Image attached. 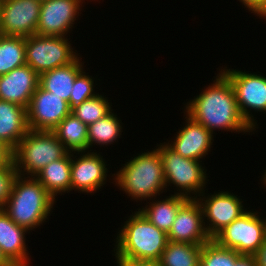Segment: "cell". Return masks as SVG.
Masks as SVG:
<instances>
[{"label": "cell", "instance_id": "32", "mask_svg": "<svg viewBox=\"0 0 266 266\" xmlns=\"http://www.w3.org/2000/svg\"><path fill=\"white\" fill-rule=\"evenodd\" d=\"M251 13L259 16L266 9V0H239Z\"/></svg>", "mask_w": 266, "mask_h": 266}, {"label": "cell", "instance_id": "34", "mask_svg": "<svg viewBox=\"0 0 266 266\" xmlns=\"http://www.w3.org/2000/svg\"><path fill=\"white\" fill-rule=\"evenodd\" d=\"M231 266H258L255 255H241Z\"/></svg>", "mask_w": 266, "mask_h": 266}, {"label": "cell", "instance_id": "4", "mask_svg": "<svg viewBox=\"0 0 266 266\" xmlns=\"http://www.w3.org/2000/svg\"><path fill=\"white\" fill-rule=\"evenodd\" d=\"M117 233L114 256L159 261L168 235L153 225L139 210L132 212Z\"/></svg>", "mask_w": 266, "mask_h": 266}, {"label": "cell", "instance_id": "22", "mask_svg": "<svg viewBox=\"0 0 266 266\" xmlns=\"http://www.w3.org/2000/svg\"><path fill=\"white\" fill-rule=\"evenodd\" d=\"M153 200V201H152ZM188 200V198L171 194L166 198H155L149 200V205L146 204L142 209L139 207V211L156 227L168 233L179 208Z\"/></svg>", "mask_w": 266, "mask_h": 266}, {"label": "cell", "instance_id": "25", "mask_svg": "<svg viewBox=\"0 0 266 266\" xmlns=\"http://www.w3.org/2000/svg\"><path fill=\"white\" fill-rule=\"evenodd\" d=\"M122 122L114 111L88 126V151L94 145L108 146L116 142L123 132ZM90 149V150H89Z\"/></svg>", "mask_w": 266, "mask_h": 266}, {"label": "cell", "instance_id": "6", "mask_svg": "<svg viewBox=\"0 0 266 266\" xmlns=\"http://www.w3.org/2000/svg\"><path fill=\"white\" fill-rule=\"evenodd\" d=\"M156 147L159 149L163 162L166 189L169 190L167 187H172L173 184V187H177L174 189L178 191L174 194L188 199H197L205 191L206 183L209 181V179L207 180V170L205 166H202V161L182 157L166 142L157 144Z\"/></svg>", "mask_w": 266, "mask_h": 266}, {"label": "cell", "instance_id": "38", "mask_svg": "<svg viewBox=\"0 0 266 266\" xmlns=\"http://www.w3.org/2000/svg\"><path fill=\"white\" fill-rule=\"evenodd\" d=\"M259 17L266 19V9L259 15Z\"/></svg>", "mask_w": 266, "mask_h": 266}, {"label": "cell", "instance_id": "1", "mask_svg": "<svg viewBox=\"0 0 266 266\" xmlns=\"http://www.w3.org/2000/svg\"><path fill=\"white\" fill-rule=\"evenodd\" d=\"M185 104L184 112L212 134L217 129L249 135L254 131L242 117L233 86L221 71L213 83Z\"/></svg>", "mask_w": 266, "mask_h": 266}, {"label": "cell", "instance_id": "35", "mask_svg": "<svg viewBox=\"0 0 266 266\" xmlns=\"http://www.w3.org/2000/svg\"><path fill=\"white\" fill-rule=\"evenodd\" d=\"M258 266H266V239L263 245L255 254Z\"/></svg>", "mask_w": 266, "mask_h": 266}, {"label": "cell", "instance_id": "27", "mask_svg": "<svg viewBox=\"0 0 266 266\" xmlns=\"http://www.w3.org/2000/svg\"><path fill=\"white\" fill-rule=\"evenodd\" d=\"M111 106L112 103L110 104L104 95L97 94L95 97L85 100L81 104L73 107L71 113L81 122L89 126L113 111Z\"/></svg>", "mask_w": 266, "mask_h": 266}, {"label": "cell", "instance_id": "8", "mask_svg": "<svg viewBox=\"0 0 266 266\" xmlns=\"http://www.w3.org/2000/svg\"><path fill=\"white\" fill-rule=\"evenodd\" d=\"M246 211L221 230L213 239L221 246L241 255H255L266 239V217Z\"/></svg>", "mask_w": 266, "mask_h": 266}, {"label": "cell", "instance_id": "10", "mask_svg": "<svg viewBox=\"0 0 266 266\" xmlns=\"http://www.w3.org/2000/svg\"><path fill=\"white\" fill-rule=\"evenodd\" d=\"M206 194L204 191L197 200L202 208L205 230L213 239L221 230L246 212L247 208L243 206V200L231 192L220 191L205 196Z\"/></svg>", "mask_w": 266, "mask_h": 266}, {"label": "cell", "instance_id": "18", "mask_svg": "<svg viewBox=\"0 0 266 266\" xmlns=\"http://www.w3.org/2000/svg\"><path fill=\"white\" fill-rule=\"evenodd\" d=\"M26 233L30 232L15 224L8 214L0 209V248L14 266H29L30 264Z\"/></svg>", "mask_w": 266, "mask_h": 266}, {"label": "cell", "instance_id": "23", "mask_svg": "<svg viewBox=\"0 0 266 266\" xmlns=\"http://www.w3.org/2000/svg\"><path fill=\"white\" fill-rule=\"evenodd\" d=\"M52 132L69 152L88 151V126L74 114L66 116Z\"/></svg>", "mask_w": 266, "mask_h": 266}, {"label": "cell", "instance_id": "3", "mask_svg": "<svg viewBox=\"0 0 266 266\" xmlns=\"http://www.w3.org/2000/svg\"><path fill=\"white\" fill-rule=\"evenodd\" d=\"M54 203L56 199L35 177L18 175L3 210L15 224L30 232L51 216Z\"/></svg>", "mask_w": 266, "mask_h": 266}, {"label": "cell", "instance_id": "28", "mask_svg": "<svg viewBox=\"0 0 266 266\" xmlns=\"http://www.w3.org/2000/svg\"><path fill=\"white\" fill-rule=\"evenodd\" d=\"M240 256L234 249L223 247L210 239L202 245L200 266H231Z\"/></svg>", "mask_w": 266, "mask_h": 266}, {"label": "cell", "instance_id": "31", "mask_svg": "<svg viewBox=\"0 0 266 266\" xmlns=\"http://www.w3.org/2000/svg\"><path fill=\"white\" fill-rule=\"evenodd\" d=\"M117 266H161L159 261L155 260H138L124 257H115Z\"/></svg>", "mask_w": 266, "mask_h": 266}, {"label": "cell", "instance_id": "17", "mask_svg": "<svg viewBox=\"0 0 266 266\" xmlns=\"http://www.w3.org/2000/svg\"><path fill=\"white\" fill-rule=\"evenodd\" d=\"M40 75L27 64L0 75V100L27 109L32 95L39 87Z\"/></svg>", "mask_w": 266, "mask_h": 266}, {"label": "cell", "instance_id": "2", "mask_svg": "<svg viewBox=\"0 0 266 266\" xmlns=\"http://www.w3.org/2000/svg\"><path fill=\"white\" fill-rule=\"evenodd\" d=\"M123 165L116 174H112L113 182L127 196H131V200H150L167 190L163 162L157 147L150 152L147 150L137 154Z\"/></svg>", "mask_w": 266, "mask_h": 266}, {"label": "cell", "instance_id": "36", "mask_svg": "<svg viewBox=\"0 0 266 266\" xmlns=\"http://www.w3.org/2000/svg\"><path fill=\"white\" fill-rule=\"evenodd\" d=\"M0 266H14L4 255L2 249L0 248Z\"/></svg>", "mask_w": 266, "mask_h": 266}, {"label": "cell", "instance_id": "15", "mask_svg": "<svg viewBox=\"0 0 266 266\" xmlns=\"http://www.w3.org/2000/svg\"><path fill=\"white\" fill-rule=\"evenodd\" d=\"M167 235L168 240L190 244H204L211 239L205 230L202 208L197 199H188L179 208Z\"/></svg>", "mask_w": 266, "mask_h": 266}, {"label": "cell", "instance_id": "30", "mask_svg": "<svg viewBox=\"0 0 266 266\" xmlns=\"http://www.w3.org/2000/svg\"><path fill=\"white\" fill-rule=\"evenodd\" d=\"M17 176L18 172L14 161L9 166L0 169V209L5 207Z\"/></svg>", "mask_w": 266, "mask_h": 266}, {"label": "cell", "instance_id": "19", "mask_svg": "<svg viewBox=\"0 0 266 266\" xmlns=\"http://www.w3.org/2000/svg\"><path fill=\"white\" fill-rule=\"evenodd\" d=\"M29 130L27 109L0 100V141L14 151Z\"/></svg>", "mask_w": 266, "mask_h": 266}, {"label": "cell", "instance_id": "11", "mask_svg": "<svg viewBox=\"0 0 266 266\" xmlns=\"http://www.w3.org/2000/svg\"><path fill=\"white\" fill-rule=\"evenodd\" d=\"M41 0H3L0 3V34L30 37L36 34Z\"/></svg>", "mask_w": 266, "mask_h": 266}, {"label": "cell", "instance_id": "21", "mask_svg": "<svg viewBox=\"0 0 266 266\" xmlns=\"http://www.w3.org/2000/svg\"><path fill=\"white\" fill-rule=\"evenodd\" d=\"M71 152L45 166L35 178L54 198L70 192L71 185ZM59 193V194H58ZM58 194V195H57Z\"/></svg>", "mask_w": 266, "mask_h": 266}, {"label": "cell", "instance_id": "5", "mask_svg": "<svg viewBox=\"0 0 266 266\" xmlns=\"http://www.w3.org/2000/svg\"><path fill=\"white\" fill-rule=\"evenodd\" d=\"M69 153L52 131L29 130L14 150L18 175L35 177L52 161Z\"/></svg>", "mask_w": 266, "mask_h": 266}, {"label": "cell", "instance_id": "20", "mask_svg": "<svg viewBox=\"0 0 266 266\" xmlns=\"http://www.w3.org/2000/svg\"><path fill=\"white\" fill-rule=\"evenodd\" d=\"M79 56L74 62L40 74L39 85L69 103L76 76L84 69Z\"/></svg>", "mask_w": 266, "mask_h": 266}, {"label": "cell", "instance_id": "26", "mask_svg": "<svg viewBox=\"0 0 266 266\" xmlns=\"http://www.w3.org/2000/svg\"><path fill=\"white\" fill-rule=\"evenodd\" d=\"M25 64V37L0 34V75Z\"/></svg>", "mask_w": 266, "mask_h": 266}, {"label": "cell", "instance_id": "13", "mask_svg": "<svg viewBox=\"0 0 266 266\" xmlns=\"http://www.w3.org/2000/svg\"><path fill=\"white\" fill-rule=\"evenodd\" d=\"M70 113L71 108L67 101L39 85L27 107L29 129L52 131Z\"/></svg>", "mask_w": 266, "mask_h": 266}, {"label": "cell", "instance_id": "9", "mask_svg": "<svg viewBox=\"0 0 266 266\" xmlns=\"http://www.w3.org/2000/svg\"><path fill=\"white\" fill-rule=\"evenodd\" d=\"M219 69L231 82L239 111L248 123V125L256 131L257 120L254 119L252 110L254 112L266 113V77L257 74L244 72L242 70Z\"/></svg>", "mask_w": 266, "mask_h": 266}, {"label": "cell", "instance_id": "12", "mask_svg": "<svg viewBox=\"0 0 266 266\" xmlns=\"http://www.w3.org/2000/svg\"><path fill=\"white\" fill-rule=\"evenodd\" d=\"M85 0H43L36 34L68 37Z\"/></svg>", "mask_w": 266, "mask_h": 266}, {"label": "cell", "instance_id": "24", "mask_svg": "<svg viewBox=\"0 0 266 266\" xmlns=\"http://www.w3.org/2000/svg\"><path fill=\"white\" fill-rule=\"evenodd\" d=\"M202 245L169 240L159 263L161 266H200Z\"/></svg>", "mask_w": 266, "mask_h": 266}, {"label": "cell", "instance_id": "37", "mask_svg": "<svg viewBox=\"0 0 266 266\" xmlns=\"http://www.w3.org/2000/svg\"><path fill=\"white\" fill-rule=\"evenodd\" d=\"M265 171V173H264V175H262V178L260 179V181H262L261 183H263V185L265 184V186H266V170H264Z\"/></svg>", "mask_w": 266, "mask_h": 266}, {"label": "cell", "instance_id": "7", "mask_svg": "<svg viewBox=\"0 0 266 266\" xmlns=\"http://www.w3.org/2000/svg\"><path fill=\"white\" fill-rule=\"evenodd\" d=\"M69 40L67 37L37 34L25 37L26 64L40 75L74 62L80 53L74 51Z\"/></svg>", "mask_w": 266, "mask_h": 266}, {"label": "cell", "instance_id": "16", "mask_svg": "<svg viewBox=\"0 0 266 266\" xmlns=\"http://www.w3.org/2000/svg\"><path fill=\"white\" fill-rule=\"evenodd\" d=\"M184 114L185 125L175 134L174 140L167 141L166 144L182 157L201 161L210 152L214 135L202 124Z\"/></svg>", "mask_w": 266, "mask_h": 266}, {"label": "cell", "instance_id": "14", "mask_svg": "<svg viewBox=\"0 0 266 266\" xmlns=\"http://www.w3.org/2000/svg\"><path fill=\"white\" fill-rule=\"evenodd\" d=\"M84 153V151L71 152L70 191L94 194L106 184L107 177L109 178L107 163L101 153L99 154L96 151H86ZM77 154H80L79 157Z\"/></svg>", "mask_w": 266, "mask_h": 266}, {"label": "cell", "instance_id": "29", "mask_svg": "<svg viewBox=\"0 0 266 266\" xmlns=\"http://www.w3.org/2000/svg\"><path fill=\"white\" fill-rule=\"evenodd\" d=\"M94 81H96L95 78L88 75L84 70L76 76L70 93L69 106L71 109L99 94L94 92Z\"/></svg>", "mask_w": 266, "mask_h": 266}, {"label": "cell", "instance_id": "33", "mask_svg": "<svg viewBox=\"0 0 266 266\" xmlns=\"http://www.w3.org/2000/svg\"><path fill=\"white\" fill-rule=\"evenodd\" d=\"M14 151L0 141V169L9 166L13 162Z\"/></svg>", "mask_w": 266, "mask_h": 266}]
</instances>
